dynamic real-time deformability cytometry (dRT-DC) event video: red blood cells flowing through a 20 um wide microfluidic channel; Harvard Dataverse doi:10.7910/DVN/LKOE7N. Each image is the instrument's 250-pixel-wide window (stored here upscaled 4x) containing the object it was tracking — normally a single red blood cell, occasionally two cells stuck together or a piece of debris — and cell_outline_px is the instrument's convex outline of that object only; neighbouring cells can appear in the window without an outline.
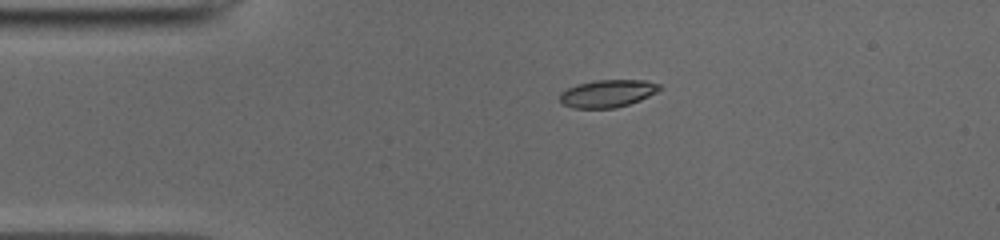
{"species": "common noctule bat (a hibernating species)", "species_latin": "Nyctalus noctula", "temperature_condition": "cold", "stored_images_in_passage": 41, "camera_frame_rate_fps": 3000, "um_per_image_px": 0.085, "animal": {"sex": "male", "body_mass_g": 19.0, "forearm_length_mm": 50.8}, "frame": {"image": 1, "passage_image": 1, "time_ms": 0.0, "image_size_px": [1000, 240], "cell_outline_px": [[660, 88], [656, 92], [640, 100], [616, 108], [572, 108], [564, 104], [560, 100], [560, 92], [576, 84], [596, 80], [648, 80], [660, 84]], "centroid_in_image_um": [51.63, 7.94], "position_along_channel_um": 33.4, "area_um2": 15.95}}
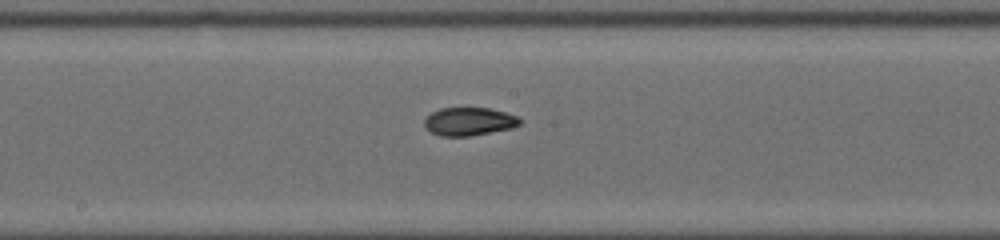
{"frame": {"image": 2, "passage_image": 17, "time_ms": 5.333, "image_size_px": [1000, 240], "cell_outline_px": [[520, 124], [512, 128], [468, 136], [440, 136], [432, 132], [424, 124], [424, 120], [432, 112], [440, 108], [488, 108], [504, 112], [516, 116], [520, 120]], "centroid_in_image_um": [39.86, 10.32], "position_along_channel_um": 208.3, "area_um2": 15.37}}
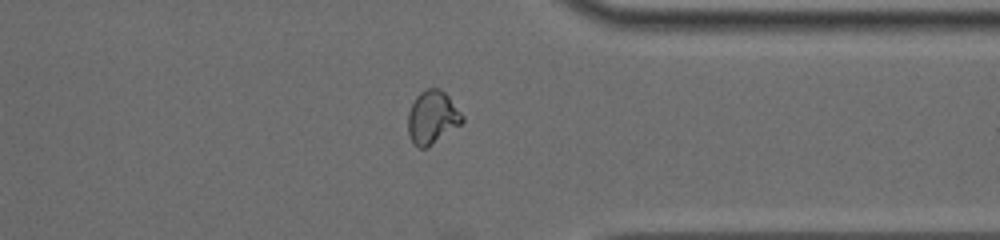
{"frame": {"image": 3, "passage_image": 30, "time_ms": 9.667, "image_size_px": [1000, 240], "cell_outline_px": [[464, 120], [460, 124], [424, 148], [420, 148], [412, 140], [408, 132], [408, 112], [416, 96], [420, 92], [428, 88], [440, 88], [448, 96], [464, 116]], "centroid_in_image_um": [36.73, 9.92], "position_along_channel_um": 374.7, "area_um2": 16.3}, "authors_computed_cell_mechanics": {"area_um2": 15.9528, "velocity_mm_per_s": 3.9606, "shape_relaxation_time_tau1_ms": 11.067, "shape_relaxation_time_tau2_ms": 2.1804, "deformation_change_tau1": 0.2755, "deformation_change_tau2": 0.0667}}